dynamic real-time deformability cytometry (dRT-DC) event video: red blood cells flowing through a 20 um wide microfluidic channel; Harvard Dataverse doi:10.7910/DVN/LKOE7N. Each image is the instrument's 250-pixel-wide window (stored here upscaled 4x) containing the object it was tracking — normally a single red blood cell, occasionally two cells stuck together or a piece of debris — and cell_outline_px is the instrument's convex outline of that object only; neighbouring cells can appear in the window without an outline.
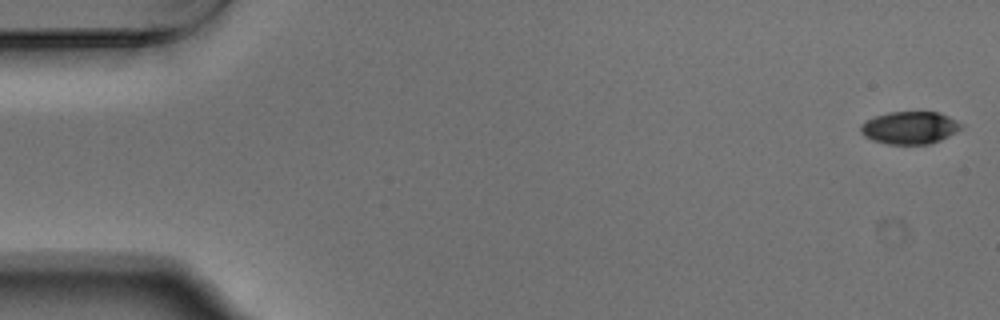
{"species": "Egyptian fruit bat (a non-hibernating species)", "species_latin": "Rousettus aegyptiacus", "temperature_condition": "warm", "stored_images_in_passage": 54, "camera_frame_rate_fps": 3000, "um_per_image_px": 0.085, "animal": {"sex": "male"}, "frame": {"image": 1, "passage_image": 1, "time_ms": 0.0, "image_size_px": [1000, 320], "cell_outline_px": [[964, 124], [956, 132], [940, 140], [928, 144], [888, 144], [872, 140], [864, 136], [860, 132], [860, 124], [876, 116], [888, 112], [940, 112]], "centroid_in_image_um": [77.32, 10.85], "position_along_channel_um": 7.7, "area_um2": 19.02}}
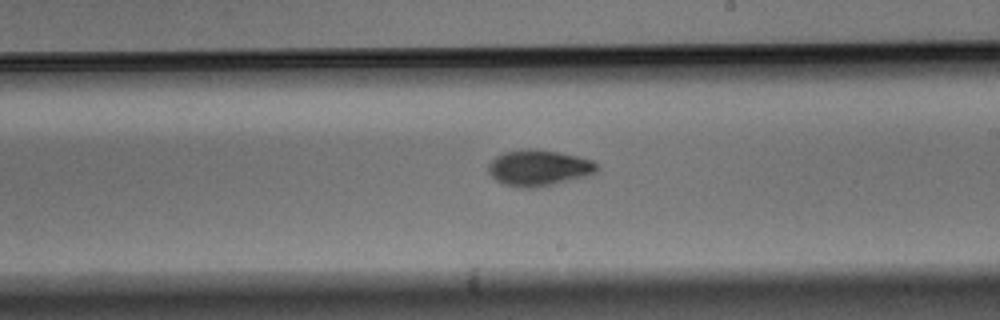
{"frame": {"image": 2, "passage_image": 31, "time_ms": 10.0, "image_size_px": [1000, 320], "cell_outline_px": [[600, 168], [596, 172], [588, 176], [536, 188], [516, 188], [504, 184], [496, 180], [488, 172], [488, 164], [496, 156], [504, 152], [520, 148], [532, 148], [556, 152], [576, 156], [592, 160]], "centroid_in_image_um": [45.77, 14.27], "position_along_channel_um": 243.2, "area_um2": 23.0}}
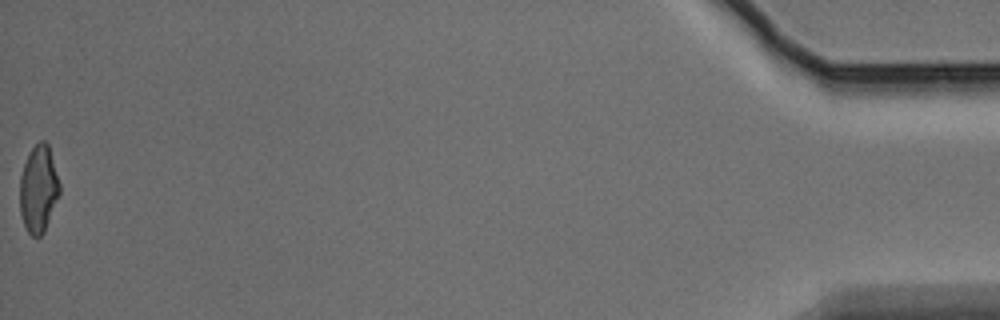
{"frame": {"image": 3, "passage_image": 54, "time_ms": 17.667, "image_size_px": [1000, 320], "cell_outline_px": [[60, 196], [44, 232], [40, 236], [32, 236], [28, 232], [24, 224], [20, 212], [20, 176], [28, 152], [40, 140], [44, 140], [48, 144], [60, 184]], "centroid_in_image_um": [3.28, 16.06], "position_along_channel_um": 431.9, "area_um2": 20.29}, "authors_computed_cell_mechanics": {"area_um2": 21.1548, "velocity_mm_per_s": 3.7551, "shape_relaxation_time_tau1_ms": 3.4874, "shape_relaxation_time_tau2_ms": 3.0548, "deformation_change_tau1": 0.1424, "deformation_change_tau2": 0.0755}}